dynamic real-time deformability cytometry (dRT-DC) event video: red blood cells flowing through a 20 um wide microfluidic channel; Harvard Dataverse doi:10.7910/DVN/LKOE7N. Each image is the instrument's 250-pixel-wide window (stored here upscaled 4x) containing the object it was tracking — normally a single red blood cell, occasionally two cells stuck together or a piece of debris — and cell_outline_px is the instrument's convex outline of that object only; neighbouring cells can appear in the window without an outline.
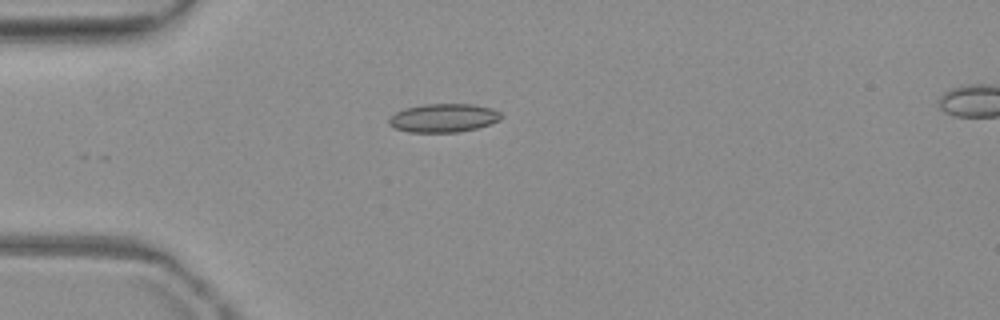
{"species": "common noctule bat (a hibernating species)", "species_latin": "Nyctalus noctula", "temperature_condition": "warm", "stored_images_in_passage": 2, "camera_frame_rate_fps": 3000, "um_per_image_px": 0.085, "animal": {"sex": "female", "body_mass_g": 19.3, "forearm_length_mm": 54.1}, "frame": {"image": 1, "passage_image": 2, "time_ms": 1.0, "image_size_px": [1000, 320], "cell_outline_px": [[500, 116], [496, 120], [488, 124], [476, 128], [460, 132], [408, 132], [392, 128], [388, 124], [388, 120], [396, 112], [404, 108], [424, 104], [472, 104], [492, 108], [500, 112]], "centroid_in_image_um": [37.63, 10.02], "position_along_channel_um": 47.4, "area_um2": 18.55}}